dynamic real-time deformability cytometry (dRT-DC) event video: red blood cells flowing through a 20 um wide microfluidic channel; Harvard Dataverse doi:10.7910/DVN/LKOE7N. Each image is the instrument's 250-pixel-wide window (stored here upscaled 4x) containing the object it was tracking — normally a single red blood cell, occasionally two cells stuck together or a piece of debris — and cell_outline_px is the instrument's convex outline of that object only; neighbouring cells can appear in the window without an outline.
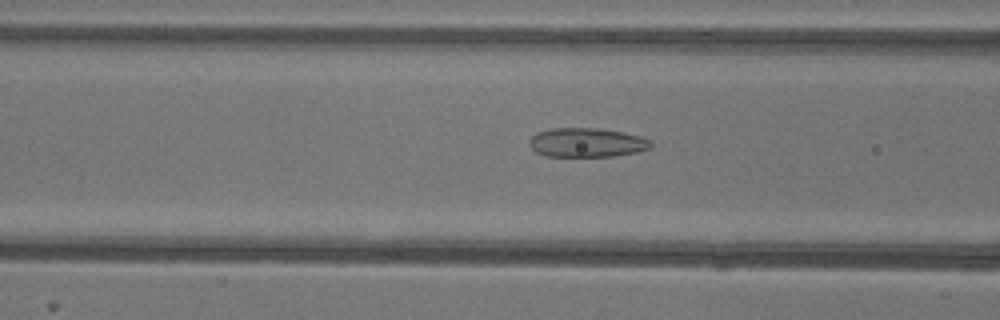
{"species": "common noctule bat (a hibernating species)", "species_latin": "Nyctalus noctula", "temperature_condition": "warm", "stored_images_in_passage": 52, "camera_frame_rate_fps": 3000, "um_per_image_px": 0.085, "animal": {"sex": "female"}, "frame": {"image": 1, "passage_image": 20, "time_ms": 6.333, "image_size_px": [1000, 320], "cell_outline_px": [[652, 148], [636, 152], [612, 156], [548, 156], [536, 152], [528, 144], [528, 140], [536, 132], [552, 128], [596, 128], [620, 132], [640, 136], [652, 140]], "centroid_in_image_um": [49.86, 12.11], "position_along_channel_um": 116.7, "area_um2": 20.63}}
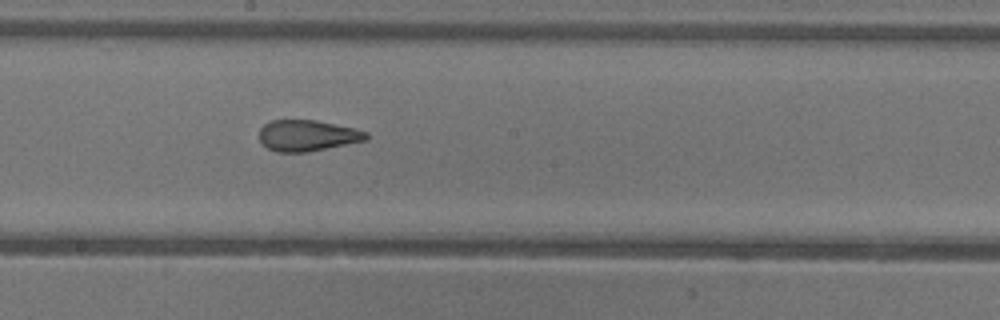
{"frame": {"image": 2, "passage_image": 28, "time_ms": 9.0, "image_size_px": [1000, 320], "cell_outline_px": [[368, 140], [308, 152], [276, 152], [268, 148], [260, 140], [260, 128], [264, 124], [272, 120], [316, 120], [356, 128], [368, 132]], "centroid_in_image_um": [26.16, 11.52], "position_along_channel_um": 222.0, "area_um2": 19.48}}
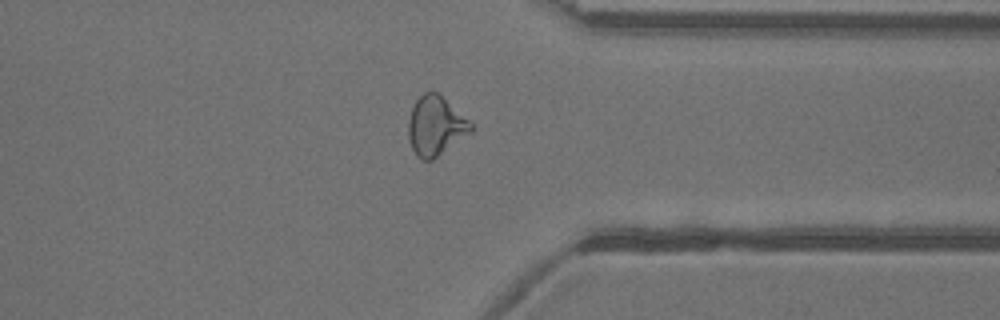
{"frame": {"image": 3, "passage_image": 40, "time_ms": 13.0, "image_size_px": [1000, 320], "cell_outline_px": [[472, 132], [432, 160], [424, 160], [416, 156], [412, 148], [408, 136], [408, 120], [412, 108], [416, 100], [424, 92], [432, 88], [468, 120], [472, 124]], "centroid_in_image_um": [37.0, 10.7], "position_along_channel_um": 374.4, "area_um2": 21.44}, "authors_computed_cell_mechanics": {"area_um2": 21.5883, "velocity_mm_per_s": 3.9434, "shape_relaxation_time_tau1_ms": null, "shape_relaxation_time_tau2_ms": 1.3248, "deformation_change_tau1": null, "deformation_change_tau2": 0.094}}